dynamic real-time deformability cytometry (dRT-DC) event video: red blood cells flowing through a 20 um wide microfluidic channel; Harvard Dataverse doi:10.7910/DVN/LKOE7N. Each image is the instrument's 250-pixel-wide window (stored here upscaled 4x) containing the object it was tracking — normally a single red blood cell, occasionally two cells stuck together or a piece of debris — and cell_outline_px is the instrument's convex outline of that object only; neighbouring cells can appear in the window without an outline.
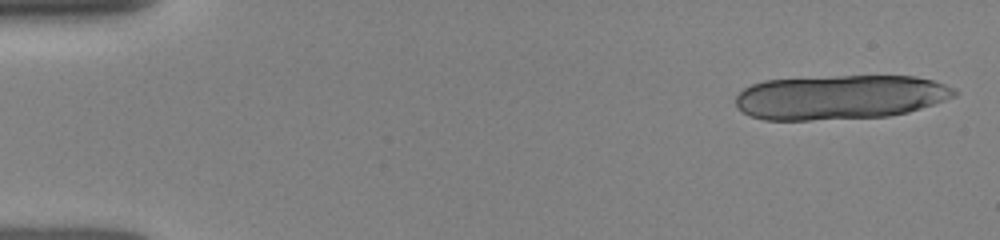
{"species": "human", "species_latin": "Homo sapiens", "temperature_condition": "room temperature", "stored_images_in_passage": 12, "camera_frame_rate_fps": 3000, "um_per_image_px": 0.085, "donor": {"sex": "female"}, "frame": {"image": 1, "passage_image": 1, "time_ms": 0.0, "image_size_px": [1000, 240], "cell_outline_px": [[960, 92], [956, 96], [908, 112], [888, 116], [808, 120], [764, 120], [748, 116], [736, 108], [736, 96], [744, 88], [752, 84], [764, 80], [836, 76], [916, 76], [932, 80], [956, 88]], "centroid_in_image_um": [71.38, 8.26], "position_along_channel_um": 13.6, "area_um2": 56.88}}
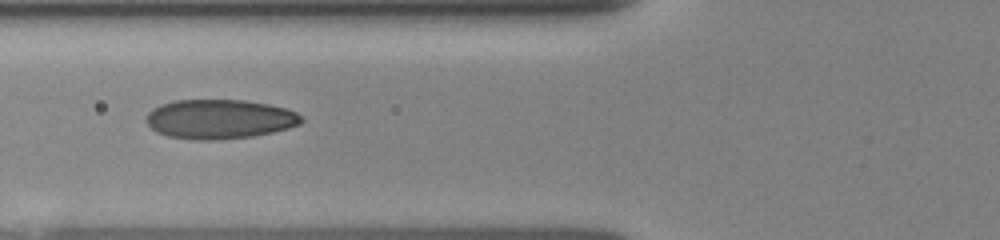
{"frame": {"image": 2, "passage_image": 9, "time_ms": 5.667, "image_size_px": [1000, 240], "cell_outline_px": [[304, 120], [300, 124], [288, 128], [272, 132], [252, 136], [216, 140], [200, 140], [168, 136], [156, 132], [144, 120], [148, 112], [152, 108], [160, 104], [172, 100], [244, 100], [268, 104], [284, 108], [296, 112], [304, 116]], "centroid_in_image_um": [18.65, 10.12], "position_along_channel_um": 107.2, "area_um2": 35.78}}
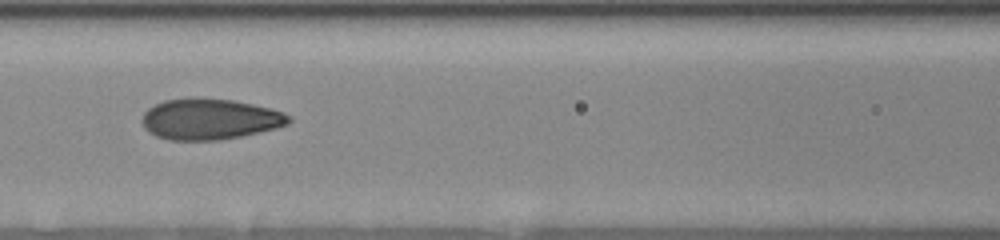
{"frame": {"image": 3, "passage_image": 11, "time_ms": 6.667, "image_size_px": [1000, 240], "cell_outline_px": [[292, 120], [288, 124], [276, 128], [240, 136], [220, 140], [168, 140], [156, 136], [148, 132], [144, 128], [140, 120], [144, 112], [148, 108], [164, 100], [192, 96], [196, 96], [232, 100], [272, 108], [284, 112], [292, 116]], "centroid_in_image_um": [17.81, 10.11], "position_along_channel_um": 148.8, "area_um2": 35.55}}